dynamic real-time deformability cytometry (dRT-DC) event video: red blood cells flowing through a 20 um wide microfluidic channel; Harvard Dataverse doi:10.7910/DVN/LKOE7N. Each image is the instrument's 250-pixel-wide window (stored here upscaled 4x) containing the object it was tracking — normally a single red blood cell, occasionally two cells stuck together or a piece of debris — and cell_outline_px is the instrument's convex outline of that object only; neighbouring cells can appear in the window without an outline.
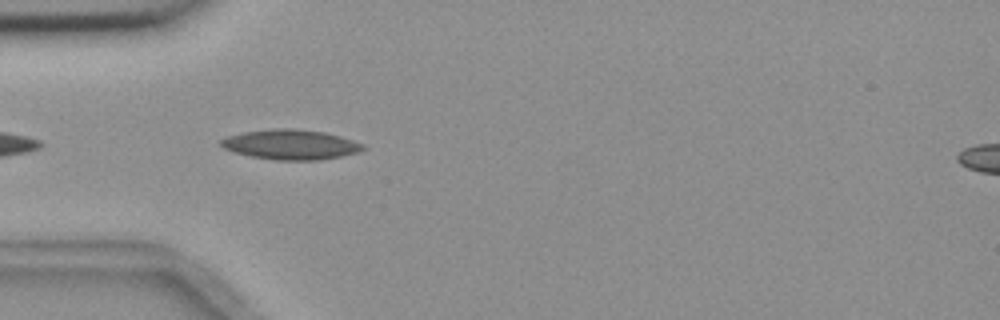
{"species": "common noctule bat (a hibernating species)", "species_latin": "Nyctalus noctula", "temperature_condition": "room temperature", "stored_images_in_passage": 6, "camera_frame_rate_fps": 3000, "um_per_image_px": 0.085, "animal": {"sex": "female", "body_mass_g": 18.4}, "frame": {"image": 1, "passage_image": 5, "time_ms": 4.667, "image_size_px": [1000, 320], "cell_outline_px": [[364, 148], [360, 152], [320, 160], [276, 160], [252, 156], [236, 152], [224, 148], [220, 144], [220, 140], [228, 136], [244, 132], [272, 128], [296, 128], [324, 132], [340, 136], [364, 144]], "centroid_in_image_um": [24.73, 12.28], "position_along_channel_um": 60.3, "area_um2": 24.68}}